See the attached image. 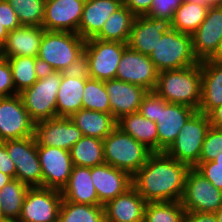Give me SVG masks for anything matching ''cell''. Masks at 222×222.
<instances>
[{
	"label": "cell",
	"instance_id": "cell-1",
	"mask_svg": "<svg viewBox=\"0 0 222 222\" xmlns=\"http://www.w3.org/2000/svg\"><path fill=\"white\" fill-rule=\"evenodd\" d=\"M190 169L165 152H153L132 176V186L147 203L181 201Z\"/></svg>",
	"mask_w": 222,
	"mask_h": 222
},
{
	"label": "cell",
	"instance_id": "cell-2",
	"mask_svg": "<svg viewBox=\"0 0 222 222\" xmlns=\"http://www.w3.org/2000/svg\"><path fill=\"white\" fill-rule=\"evenodd\" d=\"M154 91L168 103L190 106L198 111L201 101V64L158 72Z\"/></svg>",
	"mask_w": 222,
	"mask_h": 222
},
{
	"label": "cell",
	"instance_id": "cell-3",
	"mask_svg": "<svg viewBox=\"0 0 222 222\" xmlns=\"http://www.w3.org/2000/svg\"><path fill=\"white\" fill-rule=\"evenodd\" d=\"M105 163L133 176L153 153L117 126L103 139Z\"/></svg>",
	"mask_w": 222,
	"mask_h": 222
},
{
	"label": "cell",
	"instance_id": "cell-4",
	"mask_svg": "<svg viewBox=\"0 0 222 222\" xmlns=\"http://www.w3.org/2000/svg\"><path fill=\"white\" fill-rule=\"evenodd\" d=\"M158 72L182 69L199 63L192 48V36L170 29L164 33L156 47L149 54Z\"/></svg>",
	"mask_w": 222,
	"mask_h": 222
},
{
	"label": "cell",
	"instance_id": "cell-5",
	"mask_svg": "<svg viewBox=\"0 0 222 222\" xmlns=\"http://www.w3.org/2000/svg\"><path fill=\"white\" fill-rule=\"evenodd\" d=\"M210 127L208 116L196 111L181 128L175 141L165 153L194 168L199 163L204 138Z\"/></svg>",
	"mask_w": 222,
	"mask_h": 222
},
{
	"label": "cell",
	"instance_id": "cell-6",
	"mask_svg": "<svg viewBox=\"0 0 222 222\" xmlns=\"http://www.w3.org/2000/svg\"><path fill=\"white\" fill-rule=\"evenodd\" d=\"M85 42L77 33L44 30L37 57L61 72L84 52Z\"/></svg>",
	"mask_w": 222,
	"mask_h": 222
},
{
	"label": "cell",
	"instance_id": "cell-7",
	"mask_svg": "<svg viewBox=\"0 0 222 222\" xmlns=\"http://www.w3.org/2000/svg\"><path fill=\"white\" fill-rule=\"evenodd\" d=\"M61 80L62 73L54 71L19 94L34 123L57 117L56 100Z\"/></svg>",
	"mask_w": 222,
	"mask_h": 222
},
{
	"label": "cell",
	"instance_id": "cell-8",
	"mask_svg": "<svg viewBox=\"0 0 222 222\" xmlns=\"http://www.w3.org/2000/svg\"><path fill=\"white\" fill-rule=\"evenodd\" d=\"M15 164L16 177L29 187H43V175L34 136L3 141Z\"/></svg>",
	"mask_w": 222,
	"mask_h": 222
},
{
	"label": "cell",
	"instance_id": "cell-9",
	"mask_svg": "<svg viewBox=\"0 0 222 222\" xmlns=\"http://www.w3.org/2000/svg\"><path fill=\"white\" fill-rule=\"evenodd\" d=\"M180 202L186 212L215 213L222 206V190L191 168Z\"/></svg>",
	"mask_w": 222,
	"mask_h": 222
},
{
	"label": "cell",
	"instance_id": "cell-10",
	"mask_svg": "<svg viewBox=\"0 0 222 222\" xmlns=\"http://www.w3.org/2000/svg\"><path fill=\"white\" fill-rule=\"evenodd\" d=\"M127 43L87 39L84 52L90 63V78L111 80L116 78L117 67Z\"/></svg>",
	"mask_w": 222,
	"mask_h": 222
},
{
	"label": "cell",
	"instance_id": "cell-11",
	"mask_svg": "<svg viewBox=\"0 0 222 222\" xmlns=\"http://www.w3.org/2000/svg\"><path fill=\"white\" fill-rule=\"evenodd\" d=\"M61 190L30 187L27 190L19 222H58L62 203Z\"/></svg>",
	"mask_w": 222,
	"mask_h": 222
},
{
	"label": "cell",
	"instance_id": "cell-12",
	"mask_svg": "<svg viewBox=\"0 0 222 222\" xmlns=\"http://www.w3.org/2000/svg\"><path fill=\"white\" fill-rule=\"evenodd\" d=\"M34 124L19 94L0 98V142L34 136Z\"/></svg>",
	"mask_w": 222,
	"mask_h": 222
},
{
	"label": "cell",
	"instance_id": "cell-13",
	"mask_svg": "<svg viewBox=\"0 0 222 222\" xmlns=\"http://www.w3.org/2000/svg\"><path fill=\"white\" fill-rule=\"evenodd\" d=\"M115 79L141 86L147 91H154L158 71L148 55H143L127 46L118 64Z\"/></svg>",
	"mask_w": 222,
	"mask_h": 222
},
{
	"label": "cell",
	"instance_id": "cell-14",
	"mask_svg": "<svg viewBox=\"0 0 222 222\" xmlns=\"http://www.w3.org/2000/svg\"><path fill=\"white\" fill-rule=\"evenodd\" d=\"M82 136L81 130L69 117H55L34 124V138L37 145L69 151Z\"/></svg>",
	"mask_w": 222,
	"mask_h": 222
},
{
	"label": "cell",
	"instance_id": "cell-15",
	"mask_svg": "<svg viewBox=\"0 0 222 222\" xmlns=\"http://www.w3.org/2000/svg\"><path fill=\"white\" fill-rule=\"evenodd\" d=\"M43 175V187L62 190L73 169L70 152L51 146L37 145Z\"/></svg>",
	"mask_w": 222,
	"mask_h": 222
},
{
	"label": "cell",
	"instance_id": "cell-16",
	"mask_svg": "<svg viewBox=\"0 0 222 222\" xmlns=\"http://www.w3.org/2000/svg\"><path fill=\"white\" fill-rule=\"evenodd\" d=\"M86 0H46L42 27L47 31L78 34Z\"/></svg>",
	"mask_w": 222,
	"mask_h": 222
},
{
	"label": "cell",
	"instance_id": "cell-17",
	"mask_svg": "<svg viewBox=\"0 0 222 222\" xmlns=\"http://www.w3.org/2000/svg\"><path fill=\"white\" fill-rule=\"evenodd\" d=\"M196 111L190 106L168 103L160 97V114L155 122L158 132V152H165L170 147L181 128Z\"/></svg>",
	"mask_w": 222,
	"mask_h": 222
},
{
	"label": "cell",
	"instance_id": "cell-18",
	"mask_svg": "<svg viewBox=\"0 0 222 222\" xmlns=\"http://www.w3.org/2000/svg\"><path fill=\"white\" fill-rule=\"evenodd\" d=\"M172 29L168 19L136 16L127 45L143 55H148L156 47L163 34Z\"/></svg>",
	"mask_w": 222,
	"mask_h": 222
},
{
	"label": "cell",
	"instance_id": "cell-19",
	"mask_svg": "<svg viewBox=\"0 0 222 222\" xmlns=\"http://www.w3.org/2000/svg\"><path fill=\"white\" fill-rule=\"evenodd\" d=\"M191 36L198 61L209 59L222 38V7H209L206 18Z\"/></svg>",
	"mask_w": 222,
	"mask_h": 222
},
{
	"label": "cell",
	"instance_id": "cell-20",
	"mask_svg": "<svg viewBox=\"0 0 222 222\" xmlns=\"http://www.w3.org/2000/svg\"><path fill=\"white\" fill-rule=\"evenodd\" d=\"M91 177L102 205L132 187V176L128 172L106 163L92 167Z\"/></svg>",
	"mask_w": 222,
	"mask_h": 222
},
{
	"label": "cell",
	"instance_id": "cell-21",
	"mask_svg": "<svg viewBox=\"0 0 222 222\" xmlns=\"http://www.w3.org/2000/svg\"><path fill=\"white\" fill-rule=\"evenodd\" d=\"M104 84L108 93L111 114L116 121L125 115L138 112L142 99L148 92L141 86L117 79L105 80Z\"/></svg>",
	"mask_w": 222,
	"mask_h": 222
},
{
	"label": "cell",
	"instance_id": "cell-22",
	"mask_svg": "<svg viewBox=\"0 0 222 222\" xmlns=\"http://www.w3.org/2000/svg\"><path fill=\"white\" fill-rule=\"evenodd\" d=\"M147 202L132 186L104 205L105 222H144Z\"/></svg>",
	"mask_w": 222,
	"mask_h": 222
},
{
	"label": "cell",
	"instance_id": "cell-23",
	"mask_svg": "<svg viewBox=\"0 0 222 222\" xmlns=\"http://www.w3.org/2000/svg\"><path fill=\"white\" fill-rule=\"evenodd\" d=\"M43 33V27L21 25L8 33L6 41L0 49V56L5 58L37 57Z\"/></svg>",
	"mask_w": 222,
	"mask_h": 222
},
{
	"label": "cell",
	"instance_id": "cell-24",
	"mask_svg": "<svg viewBox=\"0 0 222 222\" xmlns=\"http://www.w3.org/2000/svg\"><path fill=\"white\" fill-rule=\"evenodd\" d=\"M122 5L121 0H86L78 34L84 40L94 38L101 31L111 14Z\"/></svg>",
	"mask_w": 222,
	"mask_h": 222
},
{
	"label": "cell",
	"instance_id": "cell-25",
	"mask_svg": "<svg viewBox=\"0 0 222 222\" xmlns=\"http://www.w3.org/2000/svg\"><path fill=\"white\" fill-rule=\"evenodd\" d=\"M201 64V101L198 111L208 114L222 104V63L209 59Z\"/></svg>",
	"mask_w": 222,
	"mask_h": 222
},
{
	"label": "cell",
	"instance_id": "cell-26",
	"mask_svg": "<svg viewBox=\"0 0 222 222\" xmlns=\"http://www.w3.org/2000/svg\"><path fill=\"white\" fill-rule=\"evenodd\" d=\"M62 198L69 202L102 205L92 182L91 168L84 166H73L68 183L61 190Z\"/></svg>",
	"mask_w": 222,
	"mask_h": 222
},
{
	"label": "cell",
	"instance_id": "cell-27",
	"mask_svg": "<svg viewBox=\"0 0 222 222\" xmlns=\"http://www.w3.org/2000/svg\"><path fill=\"white\" fill-rule=\"evenodd\" d=\"M70 120L81 130L82 135L105 139L116 127L117 121L111 113L80 109Z\"/></svg>",
	"mask_w": 222,
	"mask_h": 222
},
{
	"label": "cell",
	"instance_id": "cell-28",
	"mask_svg": "<svg viewBox=\"0 0 222 222\" xmlns=\"http://www.w3.org/2000/svg\"><path fill=\"white\" fill-rule=\"evenodd\" d=\"M116 126L150 151L158 152L157 124L142 116L139 111L121 117Z\"/></svg>",
	"mask_w": 222,
	"mask_h": 222
},
{
	"label": "cell",
	"instance_id": "cell-29",
	"mask_svg": "<svg viewBox=\"0 0 222 222\" xmlns=\"http://www.w3.org/2000/svg\"><path fill=\"white\" fill-rule=\"evenodd\" d=\"M86 79L62 76L57 94V117H70L82 107Z\"/></svg>",
	"mask_w": 222,
	"mask_h": 222
},
{
	"label": "cell",
	"instance_id": "cell-30",
	"mask_svg": "<svg viewBox=\"0 0 222 222\" xmlns=\"http://www.w3.org/2000/svg\"><path fill=\"white\" fill-rule=\"evenodd\" d=\"M136 16L122 5L104 23L101 31L94 37L102 41H118L128 43L130 32Z\"/></svg>",
	"mask_w": 222,
	"mask_h": 222
},
{
	"label": "cell",
	"instance_id": "cell-31",
	"mask_svg": "<svg viewBox=\"0 0 222 222\" xmlns=\"http://www.w3.org/2000/svg\"><path fill=\"white\" fill-rule=\"evenodd\" d=\"M74 166L92 168L105 163L103 140L82 136L69 150Z\"/></svg>",
	"mask_w": 222,
	"mask_h": 222
},
{
	"label": "cell",
	"instance_id": "cell-32",
	"mask_svg": "<svg viewBox=\"0 0 222 222\" xmlns=\"http://www.w3.org/2000/svg\"><path fill=\"white\" fill-rule=\"evenodd\" d=\"M29 188L27 184L13 179L0 190L1 220H18Z\"/></svg>",
	"mask_w": 222,
	"mask_h": 222
},
{
	"label": "cell",
	"instance_id": "cell-33",
	"mask_svg": "<svg viewBox=\"0 0 222 222\" xmlns=\"http://www.w3.org/2000/svg\"><path fill=\"white\" fill-rule=\"evenodd\" d=\"M208 6L183 1L174 12L172 28L192 35L206 18Z\"/></svg>",
	"mask_w": 222,
	"mask_h": 222
},
{
	"label": "cell",
	"instance_id": "cell-34",
	"mask_svg": "<svg viewBox=\"0 0 222 222\" xmlns=\"http://www.w3.org/2000/svg\"><path fill=\"white\" fill-rule=\"evenodd\" d=\"M58 222H105L104 206L62 200Z\"/></svg>",
	"mask_w": 222,
	"mask_h": 222
},
{
	"label": "cell",
	"instance_id": "cell-35",
	"mask_svg": "<svg viewBox=\"0 0 222 222\" xmlns=\"http://www.w3.org/2000/svg\"><path fill=\"white\" fill-rule=\"evenodd\" d=\"M7 59L11 67L16 94L30 88L38 80L34 70L35 57L15 56Z\"/></svg>",
	"mask_w": 222,
	"mask_h": 222
},
{
	"label": "cell",
	"instance_id": "cell-36",
	"mask_svg": "<svg viewBox=\"0 0 222 222\" xmlns=\"http://www.w3.org/2000/svg\"><path fill=\"white\" fill-rule=\"evenodd\" d=\"M185 212L180 201L148 202L144 222H183Z\"/></svg>",
	"mask_w": 222,
	"mask_h": 222
},
{
	"label": "cell",
	"instance_id": "cell-37",
	"mask_svg": "<svg viewBox=\"0 0 222 222\" xmlns=\"http://www.w3.org/2000/svg\"><path fill=\"white\" fill-rule=\"evenodd\" d=\"M83 92V109L111 113L104 81L93 78L86 79Z\"/></svg>",
	"mask_w": 222,
	"mask_h": 222
},
{
	"label": "cell",
	"instance_id": "cell-38",
	"mask_svg": "<svg viewBox=\"0 0 222 222\" xmlns=\"http://www.w3.org/2000/svg\"><path fill=\"white\" fill-rule=\"evenodd\" d=\"M21 25L42 27L46 0H7Z\"/></svg>",
	"mask_w": 222,
	"mask_h": 222
},
{
	"label": "cell",
	"instance_id": "cell-39",
	"mask_svg": "<svg viewBox=\"0 0 222 222\" xmlns=\"http://www.w3.org/2000/svg\"><path fill=\"white\" fill-rule=\"evenodd\" d=\"M222 152V127H210L200 154L199 162L213 161Z\"/></svg>",
	"mask_w": 222,
	"mask_h": 222
},
{
	"label": "cell",
	"instance_id": "cell-40",
	"mask_svg": "<svg viewBox=\"0 0 222 222\" xmlns=\"http://www.w3.org/2000/svg\"><path fill=\"white\" fill-rule=\"evenodd\" d=\"M184 0H153L147 17L172 20L174 12Z\"/></svg>",
	"mask_w": 222,
	"mask_h": 222
},
{
	"label": "cell",
	"instance_id": "cell-41",
	"mask_svg": "<svg viewBox=\"0 0 222 222\" xmlns=\"http://www.w3.org/2000/svg\"><path fill=\"white\" fill-rule=\"evenodd\" d=\"M62 76L77 78V79H88L90 78V63L89 58L85 52H82L78 58L67 68L61 71Z\"/></svg>",
	"mask_w": 222,
	"mask_h": 222
},
{
	"label": "cell",
	"instance_id": "cell-42",
	"mask_svg": "<svg viewBox=\"0 0 222 222\" xmlns=\"http://www.w3.org/2000/svg\"><path fill=\"white\" fill-rule=\"evenodd\" d=\"M139 113L156 122L160 114V96L155 91H148L140 104Z\"/></svg>",
	"mask_w": 222,
	"mask_h": 222
},
{
	"label": "cell",
	"instance_id": "cell-43",
	"mask_svg": "<svg viewBox=\"0 0 222 222\" xmlns=\"http://www.w3.org/2000/svg\"><path fill=\"white\" fill-rule=\"evenodd\" d=\"M16 95L8 59L0 56V98Z\"/></svg>",
	"mask_w": 222,
	"mask_h": 222
},
{
	"label": "cell",
	"instance_id": "cell-44",
	"mask_svg": "<svg viewBox=\"0 0 222 222\" xmlns=\"http://www.w3.org/2000/svg\"><path fill=\"white\" fill-rule=\"evenodd\" d=\"M194 168L213 186L222 190V166H215L214 161H207L199 162Z\"/></svg>",
	"mask_w": 222,
	"mask_h": 222
},
{
	"label": "cell",
	"instance_id": "cell-45",
	"mask_svg": "<svg viewBox=\"0 0 222 222\" xmlns=\"http://www.w3.org/2000/svg\"><path fill=\"white\" fill-rule=\"evenodd\" d=\"M0 23L8 32L21 26L17 15L7 0L0 1Z\"/></svg>",
	"mask_w": 222,
	"mask_h": 222
},
{
	"label": "cell",
	"instance_id": "cell-46",
	"mask_svg": "<svg viewBox=\"0 0 222 222\" xmlns=\"http://www.w3.org/2000/svg\"><path fill=\"white\" fill-rule=\"evenodd\" d=\"M135 16H146L152 6L153 0H121Z\"/></svg>",
	"mask_w": 222,
	"mask_h": 222
},
{
	"label": "cell",
	"instance_id": "cell-47",
	"mask_svg": "<svg viewBox=\"0 0 222 222\" xmlns=\"http://www.w3.org/2000/svg\"><path fill=\"white\" fill-rule=\"evenodd\" d=\"M0 171L11 176L13 179L16 177L15 164L8 155L5 144L3 142H0Z\"/></svg>",
	"mask_w": 222,
	"mask_h": 222
},
{
	"label": "cell",
	"instance_id": "cell-48",
	"mask_svg": "<svg viewBox=\"0 0 222 222\" xmlns=\"http://www.w3.org/2000/svg\"><path fill=\"white\" fill-rule=\"evenodd\" d=\"M183 222H218L215 213L185 212Z\"/></svg>",
	"mask_w": 222,
	"mask_h": 222
},
{
	"label": "cell",
	"instance_id": "cell-49",
	"mask_svg": "<svg viewBox=\"0 0 222 222\" xmlns=\"http://www.w3.org/2000/svg\"><path fill=\"white\" fill-rule=\"evenodd\" d=\"M34 70L36 72L37 79H44L55 71L50 64H48L46 61H43L39 57H35Z\"/></svg>",
	"mask_w": 222,
	"mask_h": 222
},
{
	"label": "cell",
	"instance_id": "cell-50",
	"mask_svg": "<svg viewBox=\"0 0 222 222\" xmlns=\"http://www.w3.org/2000/svg\"><path fill=\"white\" fill-rule=\"evenodd\" d=\"M207 116L212 127H222V104L212 109Z\"/></svg>",
	"mask_w": 222,
	"mask_h": 222
},
{
	"label": "cell",
	"instance_id": "cell-51",
	"mask_svg": "<svg viewBox=\"0 0 222 222\" xmlns=\"http://www.w3.org/2000/svg\"><path fill=\"white\" fill-rule=\"evenodd\" d=\"M209 60L222 63V38L219 41V44L215 53L209 58Z\"/></svg>",
	"mask_w": 222,
	"mask_h": 222
},
{
	"label": "cell",
	"instance_id": "cell-52",
	"mask_svg": "<svg viewBox=\"0 0 222 222\" xmlns=\"http://www.w3.org/2000/svg\"><path fill=\"white\" fill-rule=\"evenodd\" d=\"M8 33V30L0 23V49L4 45Z\"/></svg>",
	"mask_w": 222,
	"mask_h": 222
},
{
	"label": "cell",
	"instance_id": "cell-53",
	"mask_svg": "<svg viewBox=\"0 0 222 222\" xmlns=\"http://www.w3.org/2000/svg\"><path fill=\"white\" fill-rule=\"evenodd\" d=\"M13 178L7 174H4L0 171V190L10 181H12Z\"/></svg>",
	"mask_w": 222,
	"mask_h": 222
},
{
	"label": "cell",
	"instance_id": "cell-54",
	"mask_svg": "<svg viewBox=\"0 0 222 222\" xmlns=\"http://www.w3.org/2000/svg\"><path fill=\"white\" fill-rule=\"evenodd\" d=\"M208 7H222V0H207Z\"/></svg>",
	"mask_w": 222,
	"mask_h": 222
},
{
	"label": "cell",
	"instance_id": "cell-55",
	"mask_svg": "<svg viewBox=\"0 0 222 222\" xmlns=\"http://www.w3.org/2000/svg\"><path fill=\"white\" fill-rule=\"evenodd\" d=\"M190 3H195L203 6H207V0H184Z\"/></svg>",
	"mask_w": 222,
	"mask_h": 222
},
{
	"label": "cell",
	"instance_id": "cell-56",
	"mask_svg": "<svg viewBox=\"0 0 222 222\" xmlns=\"http://www.w3.org/2000/svg\"><path fill=\"white\" fill-rule=\"evenodd\" d=\"M213 161L215 162V166H222V152Z\"/></svg>",
	"mask_w": 222,
	"mask_h": 222
},
{
	"label": "cell",
	"instance_id": "cell-57",
	"mask_svg": "<svg viewBox=\"0 0 222 222\" xmlns=\"http://www.w3.org/2000/svg\"><path fill=\"white\" fill-rule=\"evenodd\" d=\"M218 222H222V206L215 212Z\"/></svg>",
	"mask_w": 222,
	"mask_h": 222
},
{
	"label": "cell",
	"instance_id": "cell-58",
	"mask_svg": "<svg viewBox=\"0 0 222 222\" xmlns=\"http://www.w3.org/2000/svg\"><path fill=\"white\" fill-rule=\"evenodd\" d=\"M0 222H19L18 220H1Z\"/></svg>",
	"mask_w": 222,
	"mask_h": 222
}]
</instances>
